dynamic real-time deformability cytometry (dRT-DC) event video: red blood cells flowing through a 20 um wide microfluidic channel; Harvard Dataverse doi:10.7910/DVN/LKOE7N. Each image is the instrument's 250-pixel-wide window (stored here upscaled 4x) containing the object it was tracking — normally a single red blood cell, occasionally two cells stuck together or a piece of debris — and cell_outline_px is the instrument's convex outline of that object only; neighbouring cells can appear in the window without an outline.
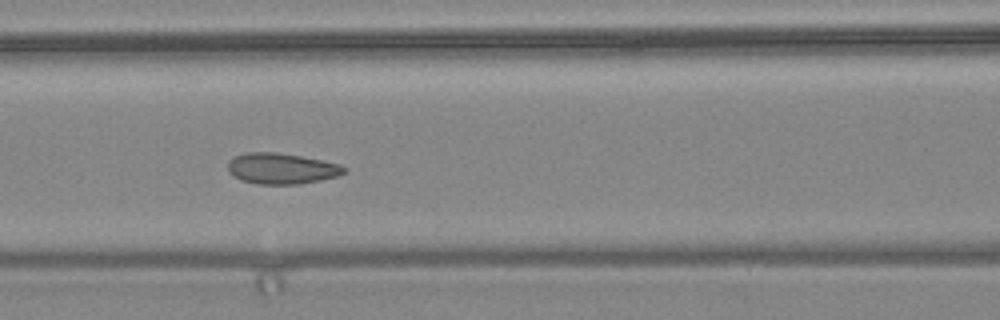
{"species": "common noctule bat (a hibernating species)", "species_latin": "Nyctalus noctula", "temperature_condition": "warm", "stored_images_in_passage": 9, "camera_frame_rate_fps": 3000, "um_per_image_px": 0.085, "animal": {"sex": "female", "body_mass_g": 24.6, "forearm_length_mm": 56.2}, "frame": {"image": 1, "passage_image": 6, "time_ms": 1.667, "image_size_px": [1000, 320], "cell_outline_px": [[348, 168], [344, 172], [336, 176], [320, 180], [300, 184], [256, 184], [240, 180], [228, 172], [228, 160], [232, 156], [244, 152], [276, 152], [300, 156], [340, 164]], "centroid_in_image_um": [23.87, 14.32], "position_along_channel_um": 142.7, "area_um2": 21.04}}
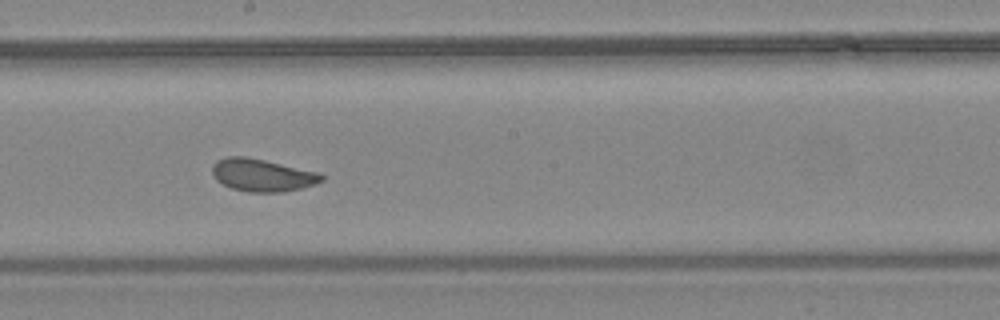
{"frame": {"image": 2, "passage_image": 8, "time_ms": 2.333, "image_size_px": [1000, 320], "cell_outline_px": [[324, 180], [316, 184], [284, 192], [248, 192], [232, 188], [216, 180], [212, 172], [212, 164], [216, 160], [228, 156], [244, 156], [264, 160], [316, 172], [324, 176]], "centroid_in_image_um": [22.26, 14.89], "position_along_channel_um": 225.9, "area_um2": 20.58}}
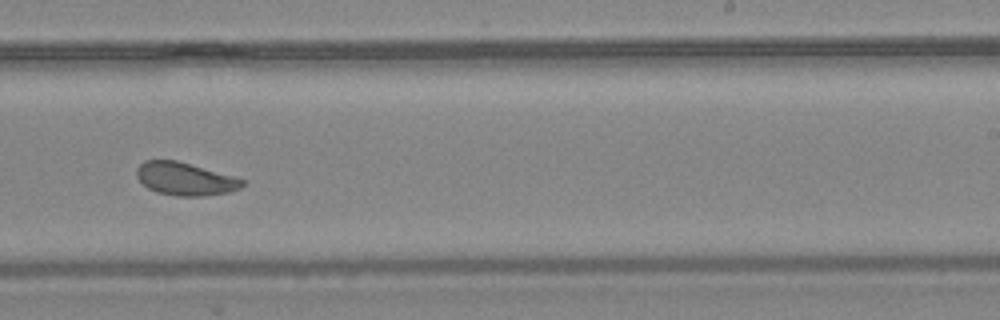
{"frame": {"image": 3, "passage_image": 9, "time_ms": 2.667, "image_size_px": [1000, 320], "cell_outline_px": [[248, 180], [240, 188], [228, 192], [204, 196], [176, 196], [156, 192], [148, 188], [136, 176], [136, 168], [144, 160], [176, 160]], "centroid_in_image_um": [15.74, 15.21], "position_along_channel_um": 273.3, "area_um2": 20.29}}